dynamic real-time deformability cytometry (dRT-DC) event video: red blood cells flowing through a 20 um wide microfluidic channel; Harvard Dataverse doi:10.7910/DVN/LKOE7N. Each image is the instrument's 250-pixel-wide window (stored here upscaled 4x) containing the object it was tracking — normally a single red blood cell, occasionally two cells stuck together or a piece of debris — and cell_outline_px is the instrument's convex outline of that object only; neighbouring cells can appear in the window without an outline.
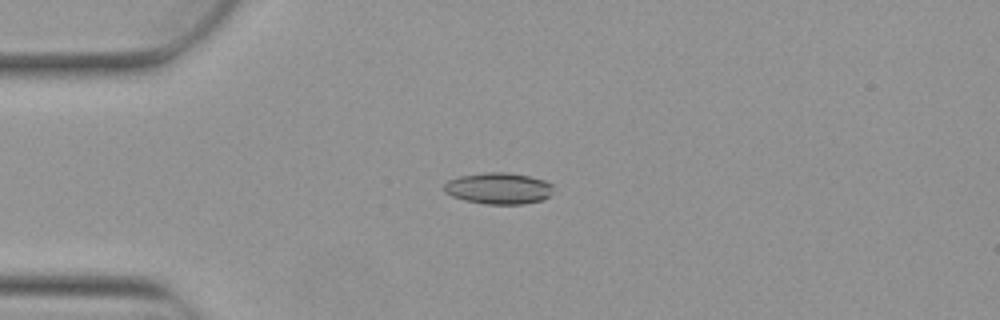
{"species": "Egyptian fruit bat (a non-hibernating species)", "species_latin": "Rousettus aegyptiacus", "temperature_condition": "warm", "stored_images_in_passage": 5, "camera_frame_rate_fps": 3000, "um_per_image_px": 0.085, "animal": {"sex": "female"}, "frame": {"image": 1, "passage_image": 3, "time_ms": 0.667, "image_size_px": [1000, 320], "cell_outline_px": [[552, 188], [548, 196], [544, 200], [524, 204], [484, 204], [464, 200], [452, 196], [444, 192], [444, 184], [448, 180], [460, 176], [484, 172], [508, 172], [528, 176], [544, 180], [552, 184]], "centroid_in_image_um": [42.36, 16.01], "position_along_channel_um": 42.6, "area_um2": 20.06}}
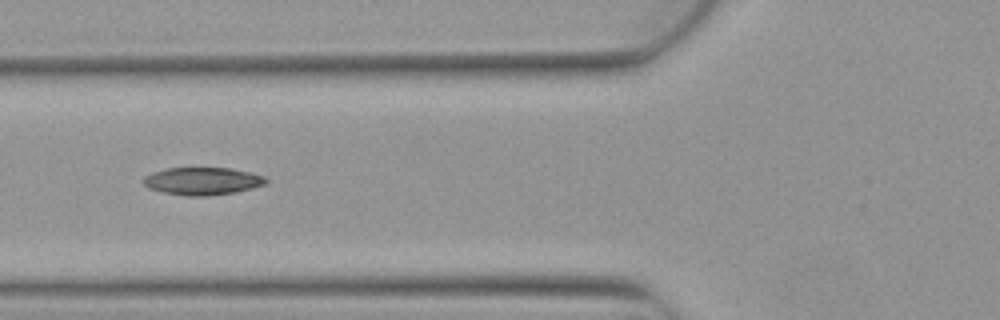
{"frame": {"image": 2, "passage_image": 5, "time_ms": 1.333, "image_size_px": [1000, 320], "cell_outline_px": [[268, 180], [264, 184], [252, 188], [236, 192], [208, 196], [184, 196], [164, 192], [148, 188], [144, 184], [144, 176], [152, 172], [168, 168], [232, 168], [252, 172], [264, 176]], "centroid_in_image_um": [17.22, 15.39], "position_along_channel_um": 108.6, "area_um2": 19.77}}